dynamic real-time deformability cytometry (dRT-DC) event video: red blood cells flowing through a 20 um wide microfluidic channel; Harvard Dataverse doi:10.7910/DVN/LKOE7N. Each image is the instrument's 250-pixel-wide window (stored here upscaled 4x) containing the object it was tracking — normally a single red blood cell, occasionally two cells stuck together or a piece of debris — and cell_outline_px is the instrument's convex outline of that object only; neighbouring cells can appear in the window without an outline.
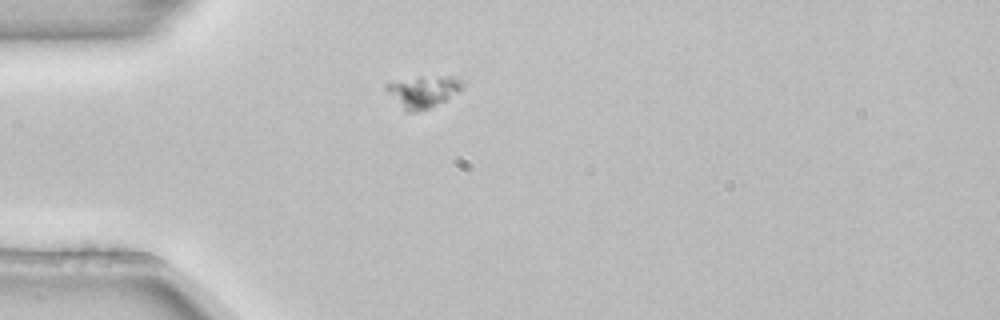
{"species": "common noctule bat (a hibernating species)", "species_latin": "Nyctalus noctula", "temperature_condition": "room temperature", "stored_images_in_passage": 1, "camera_frame_rate_fps": 3000, "um_per_image_px": 0.085, "animal": {"sex": "female", "body_mass_g": 22.7, "forearm_length_mm": 54.2}, "frame": {"image": 1, "passage_image": 1, "time_ms": 0.0, "image_size_px": [1000, 320], "cell_outline_px": [[464, 88], [444, 100], [428, 108], [416, 112], [404, 112], [384, 88], [384, 84], [420, 76], [456, 76], [464, 80]], "centroid_in_image_um": [35.98, 7.77], "position_along_channel_um": 49.0, "area_um2": 14.22}}